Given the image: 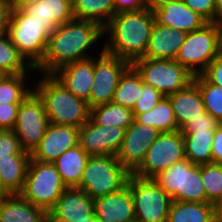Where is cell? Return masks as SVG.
<instances>
[{
  "label": "cell",
  "mask_w": 222,
  "mask_h": 222,
  "mask_svg": "<svg viewBox=\"0 0 222 222\" xmlns=\"http://www.w3.org/2000/svg\"><path fill=\"white\" fill-rule=\"evenodd\" d=\"M163 98L164 96L157 89L142 82L140 98L132 109L134 118L138 114L145 113L154 108Z\"/></svg>",
  "instance_id": "cell-37"
},
{
  "label": "cell",
  "mask_w": 222,
  "mask_h": 222,
  "mask_svg": "<svg viewBox=\"0 0 222 222\" xmlns=\"http://www.w3.org/2000/svg\"><path fill=\"white\" fill-rule=\"evenodd\" d=\"M154 23V13L147 7L114 14L103 28L107 37L103 50L130 63L144 57Z\"/></svg>",
  "instance_id": "cell-2"
},
{
  "label": "cell",
  "mask_w": 222,
  "mask_h": 222,
  "mask_svg": "<svg viewBox=\"0 0 222 222\" xmlns=\"http://www.w3.org/2000/svg\"><path fill=\"white\" fill-rule=\"evenodd\" d=\"M187 32L154 23L148 47L142 58L175 60Z\"/></svg>",
  "instance_id": "cell-21"
},
{
  "label": "cell",
  "mask_w": 222,
  "mask_h": 222,
  "mask_svg": "<svg viewBox=\"0 0 222 222\" xmlns=\"http://www.w3.org/2000/svg\"><path fill=\"white\" fill-rule=\"evenodd\" d=\"M47 214L20 194L0 198V222H44Z\"/></svg>",
  "instance_id": "cell-23"
},
{
  "label": "cell",
  "mask_w": 222,
  "mask_h": 222,
  "mask_svg": "<svg viewBox=\"0 0 222 222\" xmlns=\"http://www.w3.org/2000/svg\"><path fill=\"white\" fill-rule=\"evenodd\" d=\"M30 159L31 155H10V158L0 159L3 187L11 195L22 192Z\"/></svg>",
  "instance_id": "cell-27"
},
{
  "label": "cell",
  "mask_w": 222,
  "mask_h": 222,
  "mask_svg": "<svg viewBox=\"0 0 222 222\" xmlns=\"http://www.w3.org/2000/svg\"><path fill=\"white\" fill-rule=\"evenodd\" d=\"M40 1L41 0H10V3L14 9H23L29 4H35Z\"/></svg>",
  "instance_id": "cell-47"
},
{
  "label": "cell",
  "mask_w": 222,
  "mask_h": 222,
  "mask_svg": "<svg viewBox=\"0 0 222 222\" xmlns=\"http://www.w3.org/2000/svg\"><path fill=\"white\" fill-rule=\"evenodd\" d=\"M39 74L32 83L42 99L49 123L80 128L90 119L88 103L69 92L52 74Z\"/></svg>",
  "instance_id": "cell-3"
},
{
  "label": "cell",
  "mask_w": 222,
  "mask_h": 222,
  "mask_svg": "<svg viewBox=\"0 0 222 222\" xmlns=\"http://www.w3.org/2000/svg\"><path fill=\"white\" fill-rule=\"evenodd\" d=\"M215 216H222V196L214 203Z\"/></svg>",
  "instance_id": "cell-49"
},
{
  "label": "cell",
  "mask_w": 222,
  "mask_h": 222,
  "mask_svg": "<svg viewBox=\"0 0 222 222\" xmlns=\"http://www.w3.org/2000/svg\"><path fill=\"white\" fill-rule=\"evenodd\" d=\"M160 132L155 128L138 123L135 119L125 130L124 139L116 157L120 164L133 174L143 163L148 146Z\"/></svg>",
  "instance_id": "cell-14"
},
{
  "label": "cell",
  "mask_w": 222,
  "mask_h": 222,
  "mask_svg": "<svg viewBox=\"0 0 222 222\" xmlns=\"http://www.w3.org/2000/svg\"><path fill=\"white\" fill-rule=\"evenodd\" d=\"M115 14L144 9L145 0H114Z\"/></svg>",
  "instance_id": "cell-43"
},
{
  "label": "cell",
  "mask_w": 222,
  "mask_h": 222,
  "mask_svg": "<svg viewBox=\"0 0 222 222\" xmlns=\"http://www.w3.org/2000/svg\"><path fill=\"white\" fill-rule=\"evenodd\" d=\"M31 74H3L0 75V103L21 104L33 90ZM30 82V83H28ZM30 84V85H28Z\"/></svg>",
  "instance_id": "cell-34"
},
{
  "label": "cell",
  "mask_w": 222,
  "mask_h": 222,
  "mask_svg": "<svg viewBox=\"0 0 222 222\" xmlns=\"http://www.w3.org/2000/svg\"><path fill=\"white\" fill-rule=\"evenodd\" d=\"M90 118L100 126H116L127 129L134 121L133 111L109 102L90 109Z\"/></svg>",
  "instance_id": "cell-31"
},
{
  "label": "cell",
  "mask_w": 222,
  "mask_h": 222,
  "mask_svg": "<svg viewBox=\"0 0 222 222\" xmlns=\"http://www.w3.org/2000/svg\"><path fill=\"white\" fill-rule=\"evenodd\" d=\"M171 1L174 0H145V6L153 11L154 9H158Z\"/></svg>",
  "instance_id": "cell-46"
},
{
  "label": "cell",
  "mask_w": 222,
  "mask_h": 222,
  "mask_svg": "<svg viewBox=\"0 0 222 222\" xmlns=\"http://www.w3.org/2000/svg\"><path fill=\"white\" fill-rule=\"evenodd\" d=\"M215 130L182 132L184 154L192 164L212 163V143Z\"/></svg>",
  "instance_id": "cell-26"
},
{
  "label": "cell",
  "mask_w": 222,
  "mask_h": 222,
  "mask_svg": "<svg viewBox=\"0 0 222 222\" xmlns=\"http://www.w3.org/2000/svg\"><path fill=\"white\" fill-rule=\"evenodd\" d=\"M23 10L40 22H53L60 26L72 20V0H41L29 4Z\"/></svg>",
  "instance_id": "cell-25"
},
{
  "label": "cell",
  "mask_w": 222,
  "mask_h": 222,
  "mask_svg": "<svg viewBox=\"0 0 222 222\" xmlns=\"http://www.w3.org/2000/svg\"><path fill=\"white\" fill-rule=\"evenodd\" d=\"M11 11L10 0H0V35L8 33Z\"/></svg>",
  "instance_id": "cell-45"
},
{
  "label": "cell",
  "mask_w": 222,
  "mask_h": 222,
  "mask_svg": "<svg viewBox=\"0 0 222 222\" xmlns=\"http://www.w3.org/2000/svg\"><path fill=\"white\" fill-rule=\"evenodd\" d=\"M99 50L101 52L96 53L97 56L94 57V80L90 92V109L112 102L120 77L131 65L129 61L105 52L103 45H100Z\"/></svg>",
  "instance_id": "cell-13"
},
{
  "label": "cell",
  "mask_w": 222,
  "mask_h": 222,
  "mask_svg": "<svg viewBox=\"0 0 222 222\" xmlns=\"http://www.w3.org/2000/svg\"><path fill=\"white\" fill-rule=\"evenodd\" d=\"M124 135L125 129L116 126H100L90 118L79 128L78 145L89 156H116Z\"/></svg>",
  "instance_id": "cell-15"
},
{
  "label": "cell",
  "mask_w": 222,
  "mask_h": 222,
  "mask_svg": "<svg viewBox=\"0 0 222 222\" xmlns=\"http://www.w3.org/2000/svg\"><path fill=\"white\" fill-rule=\"evenodd\" d=\"M78 137L79 128L49 123L31 159L53 163L63 152L78 145Z\"/></svg>",
  "instance_id": "cell-16"
},
{
  "label": "cell",
  "mask_w": 222,
  "mask_h": 222,
  "mask_svg": "<svg viewBox=\"0 0 222 222\" xmlns=\"http://www.w3.org/2000/svg\"><path fill=\"white\" fill-rule=\"evenodd\" d=\"M36 74L35 69L19 53L8 34L0 35V75ZM28 72V73H27Z\"/></svg>",
  "instance_id": "cell-32"
},
{
  "label": "cell",
  "mask_w": 222,
  "mask_h": 222,
  "mask_svg": "<svg viewBox=\"0 0 222 222\" xmlns=\"http://www.w3.org/2000/svg\"><path fill=\"white\" fill-rule=\"evenodd\" d=\"M142 79L136 69L130 65L120 77L112 102L133 109L140 98Z\"/></svg>",
  "instance_id": "cell-33"
},
{
  "label": "cell",
  "mask_w": 222,
  "mask_h": 222,
  "mask_svg": "<svg viewBox=\"0 0 222 222\" xmlns=\"http://www.w3.org/2000/svg\"><path fill=\"white\" fill-rule=\"evenodd\" d=\"M167 98L172 105L179 130L187 123L201 118V115L206 112L200 90L194 81Z\"/></svg>",
  "instance_id": "cell-22"
},
{
  "label": "cell",
  "mask_w": 222,
  "mask_h": 222,
  "mask_svg": "<svg viewBox=\"0 0 222 222\" xmlns=\"http://www.w3.org/2000/svg\"><path fill=\"white\" fill-rule=\"evenodd\" d=\"M183 159H185V154L181 130L160 133L156 140L148 146L143 163L133 175L153 179L174 163Z\"/></svg>",
  "instance_id": "cell-11"
},
{
  "label": "cell",
  "mask_w": 222,
  "mask_h": 222,
  "mask_svg": "<svg viewBox=\"0 0 222 222\" xmlns=\"http://www.w3.org/2000/svg\"><path fill=\"white\" fill-rule=\"evenodd\" d=\"M65 189L54 163L30 159L20 193L24 199L48 213Z\"/></svg>",
  "instance_id": "cell-8"
},
{
  "label": "cell",
  "mask_w": 222,
  "mask_h": 222,
  "mask_svg": "<svg viewBox=\"0 0 222 222\" xmlns=\"http://www.w3.org/2000/svg\"><path fill=\"white\" fill-rule=\"evenodd\" d=\"M212 163L222 164V123H220L214 133L212 143Z\"/></svg>",
  "instance_id": "cell-44"
},
{
  "label": "cell",
  "mask_w": 222,
  "mask_h": 222,
  "mask_svg": "<svg viewBox=\"0 0 222 222\" xmlns=\"http://www.w3.org/2000/svg\"><path fill=\"white\" fill-rule=\"evenodd\" d=\"M90 156L79 146L63 152L53 163L66 188H77Z\"/></svg>",
  "instance_id": "cell-24"
},
{
  "label": "cell",
  "mask_w": 222,
  "mask_h": 222,
  "mask_svg": "<svg viewBox=\"0 0 222 222\" xmlns=\"http://www.w3.org/2000/svg\"><path fill=\"white\" fill-rule=\"evenodd\" d=\"M103 39V28L98 23L73 18L53 30L44 57L34 69L52 74L69 63L94 57L92 49H98L95 47Z\"/></svg>",
  "instance_id": "cell-1"
},
{
  "label": "cell",
  "mask_w": 222,
  "mask_h": 222,
  "mask_svg": "<svg viewBox=\"0 0 222 222\" xmlns=\"http://www.w3.org/2000/svg\"><path fill=\"white\" fill-rule=\"evenodd\" d=\"M130 175L116 156H90L77 188L96 199L123 189Z\"/></svg>",
  "instance_id": "cell-6"
},
{
  "label": "cell",
  "mask_w": 222,
  "mask_h": 222,
  "mask_svg": "<svg viewBox=\"0 0 222 222\" xmlns=\"http://www.w3.org/2000/svg\"><path fill=\"white\" fill-rule=\"evenodd\" d=\"M57 26L40 22L23 9L12 8L8 35L25 60L35 68L43 59L50 34Z\"/></svg>",
  "instance_id": "cell-4"
},
{
  "label": "cell",
  "mask_w": 222,
  "mask_h": 222,
  "mask_svg": "<svg viewBox=\"0 0 222 222\" xmlns=\"http://www.w3.org/2000/svg\"><path fill=\"white\" fill-rule=\"evenodd\" d=\"M11 195L4 187H3V182L0 176V198L4 196Z\"/></svg>",
  "instance_id": "cell-50"
},
{
  "label": "cell",
  "mask_w": 222,
  "mask_h": 222,
  "mask_svg": "<svg viewBox=\"0 0 222 222\" xmlns=\"http://www.w3.org/2000/svg\"><path fill=\"white\" fill-rule=\"evenodd\" d=\"M220 123L214 119L209 113L205 112L201 118H197L192 122L187 123L181 132H195V131H208L216 130Z\"/></svg>",
  "instance_id": "cell-41"
},
{
  "label": "cell",
  "mask_w": 222,
  "mask_h": 222,
  "mask_svg": "<svg viewBox=\"0 0 222 222\" xmlns=\"http://www.w3.org/2000/svg\"><path fill=\"white\" fill-rule=\"evenodd\" d=\"M94 213L98 222H136L128 184L120 191L94 199Z\"/></svg>",
  "instance_id": "cell-18"
},
{
  "label": "cell",
  "mask_w": 222,
  "mask_h": 222,
  "mask_svg": "<svg viewBox=\"0 0 222 222\" xmlns=\"http://www.w3.org/2000/svg\"><path fill=\"white\" fill-rule=\"evenodd\" d=\"M75 222H98L95 213H93L87 220L75 221Z\"/></svg>",
  "instance_id": "cell-51"
},
{
  "label": "cell",
  "mask_w": 222,
  "mask_h": 222,
  "mask_svg": "<svg viewBox=\"0 0 222 222\" xmlns=\"http://www.w3.org/2000/svg\"><path fill=\"white\" fill-rule=\"evenodd\" d=\"M52 75L74 96L86 101L90 108L94 57L69 63L57 69Z\"/></svg>",
  "instance_id": "cell-17"
},
{
  "label": "cell",
  "mask_w": 222,
  "mask_h": 222,
  "mask_svg": "<svg viewBox=\"0 0 222 222\" xmlns=\"http://www.w3.org/2000/svg\"><path fill=\"white\" fill-rule=\"evenodd\" d=\"M127 184L134 199L136 222H167L172 198L154 179L131 174Z\"/></svg>",
  "instance_id": "cell-10"
},
{
  "label": "cell",
  "mask_w": 222,
  "mask_h": 222,
  "mask_svg": "<svg viewBox=\"0 0 222 222\" xmlns=\"http://www.w3.org/2000/svg\"><path fill=\"white\" fill-rule=\"evenodd\" d=\"M75 19L90 20L104 28L115 14L114 0H72Z\"/></svg>",
  "instance_id": "cell-29"
},
{
  "label": "cell",
  "mask_w": 222,
  "mask_h": 222,
  "mask_svg": "<svg viewBox=\"0 0 222 222\" xmlns=\"http://www.w3.org/2000/svg\"><path fill=\"white\" fill-rule=\"evenodd\" d=\"M49 120L42 99L32 90L20 104L13 128L21 148L32 153L45 134Z\"/></svg>",
  "instance_id": "cell-12"
},
{
  "label": "cell",
  "mask_w": 222,
  "mask_h": 222,
  "mask_svg": "<svg viewBox=\"0 0 222 222\" xmlns=\"http://www.w3.org/2000/svg\"><path fill=\"white\" fill-rule=\"evenodd\" d=\"M10 155H31L24 151L13 130H0V159L10 158Z\"/></svg>",
  "instance_id": "cell-38"
},
{
  "label": "cell",
  "mask_w": 222,
  "mask_h": 222,
  "mask_svg": "<svg viewBox=\"0 0 222 222\" xmlns=\"http://www.w3.org/2000/svg\"><path fill=\"white\" fill-rule=\"evenodd\" d=\"M167 222H216L214 204L172 201Z\"/></svg>",
  "instance_id": "cell-28"
},
{
  "label": "cell",
  "mask_w": 222,
  "mask_h": 222,
  "mask_svg": "<svg viewBox=\"0 0 222 222\" xmlns=\"http://www.w3.org/2000/svg\"><path fill=\"white\" fill-rule=\"evenodd\" d=\"M153 13L156 23L187 33L199 30L208 23L202 16L188 8L182 0L171 1L154 9Z\"/></svg>",
  "instance_id": "cell-20"
},
{
  "label": "cell",
  "mask_w": 222,
  "mask_h": 222,
  "mask_svg": "<svg viewBox=\"0 0 222 222\" xmlns=\"http://www.w3.org/2000/svg\"><path fill=\"white\" fill-rule=\"evenodd\" d=\"M142 82L164 97L175 94L193 81V75L175 60L139 58L131 63Z\"/></svg>",
  "instance_id": "cell-9"
},
{
  "label": "cell",
  "mask_w": 222,
  "mask_h": 222,
  "mask_svg": "<svg viewBox=\"0 0 222 222\" xmlns=\"http://www.w3.org/2000/svg\"><path fill=\"white\" fill-rule=\"evenodd\" d=\"M211 84L222 87V51L202 74Z\"/></svg>",
  "instance_id": "cell-42"
},
{
  "label": "cell",
  "mask_w": 222,
  "mask_h": 222,
  "mask_svg": "<svg viewBox=\"0 0 222 222\" xmlns=\"http://www.w3.org/2000/svg\"><path fill=\"white\" fill-rule=\"evenodd\" d=\"M205 106V110L219 123H222V87L211 84L203 75L193 77Z\"/></svg>",
  "instance_id": "cell-35"
},
{
  "label": "cell",
  "mask_w": 222,
  "mask_h": 222,
  "mask_svg": "<svg viewBox=\"0 0 222 222\" xmlns=\"http://www.w3.org/2000/svg\"><path fill=\"white\" fill-rule=\"evenodd\" d=\"M222 51V27L208 22L201 29L188 32L175 58L193 76L202 75Z\"/></svg>",
  "instance_id": "cell-5"
},
{
  "label": "cell",
  "mask_w": 222,
  "mask_h": 222,
  "mask_svg": "<svg viewBox=\"0 0 222 222\" xmlns=\"http://www.w3.org/2000/svg\"><path fill=\"white\" fill-rule=\"evenodd\" d=\"M94 213V199L78 188H66L48 214L60 222L87 220Z\"/></svg>",
  "instance_id": "cell-19"
},
{
  "label": "cell",
  "mask_w": 222,
  "mask_h": 222,
  "mask_svg": "<svg viewBox=\"0 0 222 222\" xmlns=\"http://www.w3.org/2000/svg\"><path fill=\"white\" fill-rule=\"evenodd\" d=\"M44 222H60V221H57L56 219H54L53 217H51L49 214H47Z\"/></svg>",
  "instance_id": "cell-52"
},
{
  "label": "cell",
  "mask_w": 222,
  "mask_h": 222,
  "mask_svg": "<svg viewBox=\"0 0 222 222\" xmlns=\"http://www.w3.org/2000/svg\"><path fill=\"white\" fill-rule=\"evenodd\" d=\"M20 104L0 103V130H13Z\"/></svg>",
  "instance_id": "cell-40"
},
{
  "label": "cell",
  "mask_w": 222,
  "mask_h": 222,
  "mask_svg": "<svg viewBox=\"0 0 222 222\" xmlns=\"http://www.w3.org/2000/svg\"><path fill=\"white\" fill-rule=\"evenodd\" d=\"M201 180L207 201L214 204L222 196V164L201 165Z\"/></svg>",
  "instance_id": "cell-36"
},
{
  "label": "cell",
  "mask_w": 222,
  "mask_h": 222,
  "mask_svg": "<svg viewBox=\"0 0 222 222\" xmlns=\"http://www.w3.org/2000/svg\"><path fill=\"white\" fill-rule=\"evenodd\" d=\"M215 23L222 27V0H215Z\"/></svg>",
  "instance_id": "cell-48"
},
{
  "label": "cell",
  "mask_w": 222,
  "mask_h": 222,
  "mask_svg": "<svg viewBox=\"0 0 222 222\" xmlns=\"http://www.w3.org/2000/svg\"><path fill=\"white\" fill-rule=\"evenodd\" d=\"M134 119L140 124L155 128L160 133L179 130L172 105L167 97L160 100L154 108L138 114Z\"/></svg>",
  "instance_id": "cell-30"
},
{
  "label": "cell",
  "mask_w": 222,
  "mask_h": 222,
  "mask_svg": "<svg viewBox=\"0 0 222 222\" xmlns=\"http://www.w3.org/2000/svg\"><path fill=\"white\" fill-rule=\"evenodd\" d=\"M153 179L172 201L209 203L201 180V165L192 164L187 158Z\"/></svg>",
  "instance_id": "cell-7"
},
{
  "label": "cell",
  "mask_w": 222,
  "mask_h": 222,
  "mask_svg": "<svg viewBox=\"0 0 222 222\" xmlns=\"http://www.w3.org/2000/svg\"><path fill=\"white\" fill-rule=\"evenodd\" d=\"M216 217V222H222V216H215Z\"/></svg>",
  "instance_id": "cell-53"
},
{
  "label": "cell",
  "mask_w": 222,
  "mask_h": 222,
  "mask_svg": "<svg viewBox=\"0 0 222 222\" xmlns=\"http://www.w3.org/2000/svg\"><path fill=\"white\" fill-rule=\"evenodd\" d=\"M185 5L202 16L207 22L215 23V0H182Z\"/></svg>",
  "instance_id": "cell-39"
}]
</instances>
